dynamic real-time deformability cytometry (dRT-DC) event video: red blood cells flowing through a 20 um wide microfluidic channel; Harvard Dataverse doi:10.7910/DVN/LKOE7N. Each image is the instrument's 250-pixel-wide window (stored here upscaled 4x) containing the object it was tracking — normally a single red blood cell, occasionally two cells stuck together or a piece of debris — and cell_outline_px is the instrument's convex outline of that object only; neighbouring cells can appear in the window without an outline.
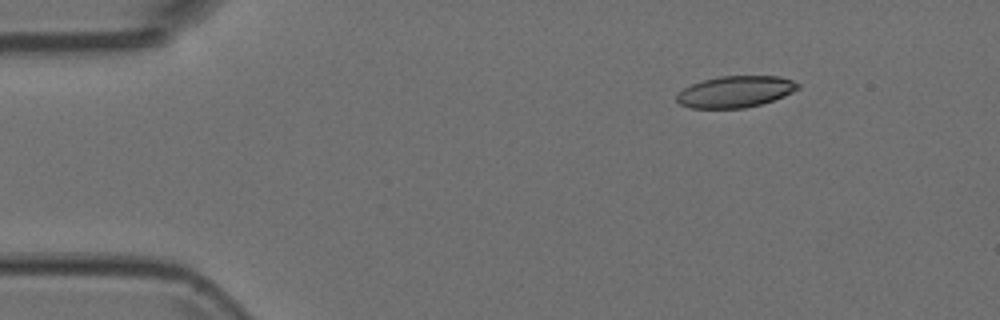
{"species": "Egyptian fruit bat (a non-hibernating species)", "species_latin": "Rousettus aegyptiacus", "temperature_condition": "room temperature", "stored_images_in_passage": 5, "camera_frame_rate_fps": 3000, "um_per_image_px": 0.085, "animal": {"sex": "female"}, "frame": {"image": 1, "passage_image": 2, "time_ms": 0.333, "image_size_px": [1000, 320], "cell_outline_px": [[800, 88], [784, 96], [760, 104], [744, 108], [692, 108], [680, 104], [676, 100], [676, 92], [692, 84], [704, 80], [720, 76], [780, 76], [792, 80], [800, 84]], "centroid_in_image_um": [62.5, 7.79], "position_along_channel_um": 22.5, "area_um2": 22.2}}
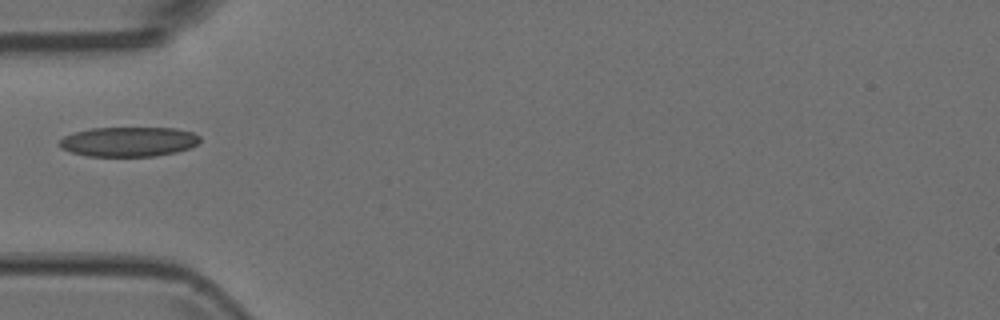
{"frame": {"image": 2, "passage_image": 5, "time_ms": 1.333, "image_size_px": [1000, 320], "cell_outline_px": [[200, 140], [196, 144], [188, 148], [176, 152], [156, 156], [88, 156], [72, 152], [60, 148], [56, 144], [64, 136], [76, 132], [92, 128], [176, 128], [192, 132], [200, 136]], "centroid_in_image_um": [10.92, 12.04], "position_along_channel_um": 74.1, "area_um2": 24.28}}